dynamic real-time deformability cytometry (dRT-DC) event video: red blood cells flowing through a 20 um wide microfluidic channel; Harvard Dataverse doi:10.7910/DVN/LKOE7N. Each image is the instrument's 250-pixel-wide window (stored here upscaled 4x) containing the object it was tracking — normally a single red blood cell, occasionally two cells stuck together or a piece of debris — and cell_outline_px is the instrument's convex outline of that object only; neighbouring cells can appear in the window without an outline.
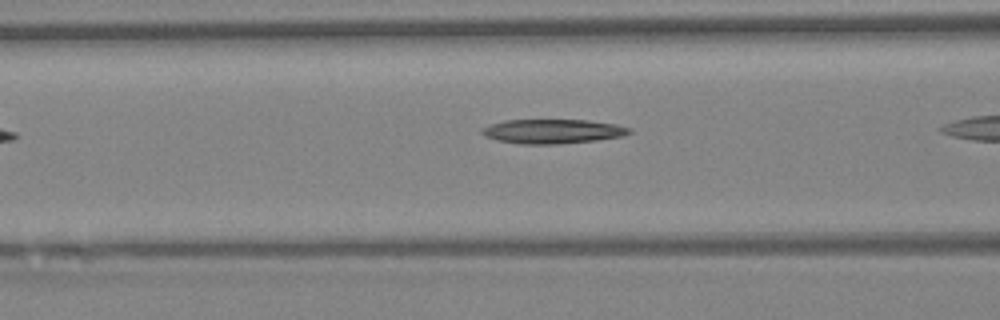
{"species": "Egyptian fruit bat (a non-hibernating species)", "species_latin": "Rousettus aegyptiacus", "temperature_condition": "warm", "stored_images_in_passage": 16, "camera_frame_rate_fps": 3000, "um_per_image_px": 0.085, "animal": {"sex": "female"}, "frame": {"image": 1, "passage_image": 3, "time_ms": 0.667, "image_size_px": [1000, 320], "cell_outline_px": [[632, 132], [624, 136], [596, 140], [556, 144], [520, 144], [496, 140], [484, 136], [480, 132], [480, 128], [504, 120], [588, 120], [616, 124], [632, 128]], "centroid_in_image_um": [46.97, 11.16], "position_along_channel_um": 119.6, "area_um2": 21.04}}
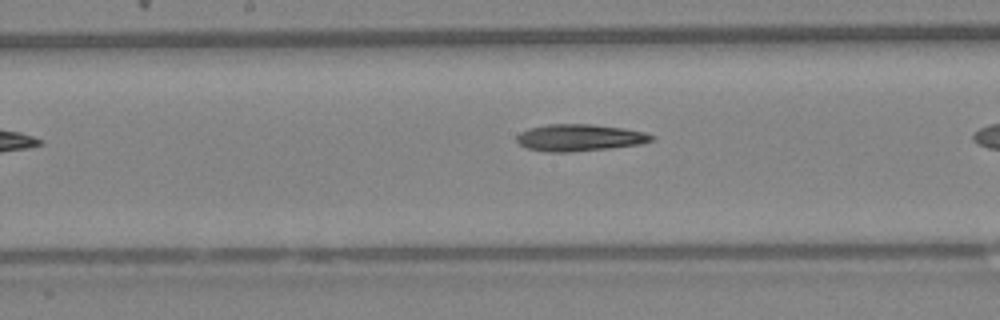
{"frame": {"image": 2, "passage_image": 10, "time_ms": 3.0, "image_size_px": [1000, 320], "cell_outline_px": [[656, 140], [640, 144], [608, 148], [572, 152], [544, 152], [528, 148], [520, 144], [516, 140], [516, 136], [520, 132], [528, 128], [548, 124], [592, 124], [624, 128], [644, 132], [656, 136]], "centroid_in_image_um": [49.27, 11.7], "position_along_channel_um": 198.9, "area_um2": 21.27}}
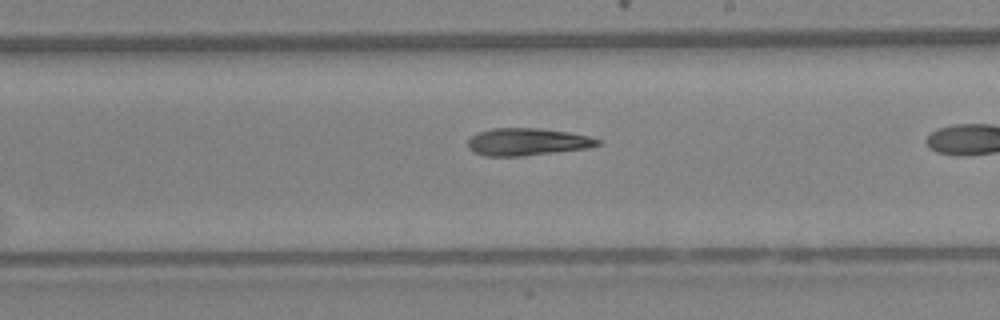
{"frame": {"image": 3, "passage_image": 14, "time_ms": 4.333, "image_size_px": [1000, 320], "cell_outline_px": [[600, 144], [588, 148], [520, 156], [488, 156], [476, 152], [468, 148], [468, 140], [472, 136], [480, 132], [492, 128], [540, 128], [568, 132], [588, 136], [600, 140]], "centroid_in_image_um": [44.82, 12.05], "position_along_channel_um": 244.2, "area_um2": 20.4}}